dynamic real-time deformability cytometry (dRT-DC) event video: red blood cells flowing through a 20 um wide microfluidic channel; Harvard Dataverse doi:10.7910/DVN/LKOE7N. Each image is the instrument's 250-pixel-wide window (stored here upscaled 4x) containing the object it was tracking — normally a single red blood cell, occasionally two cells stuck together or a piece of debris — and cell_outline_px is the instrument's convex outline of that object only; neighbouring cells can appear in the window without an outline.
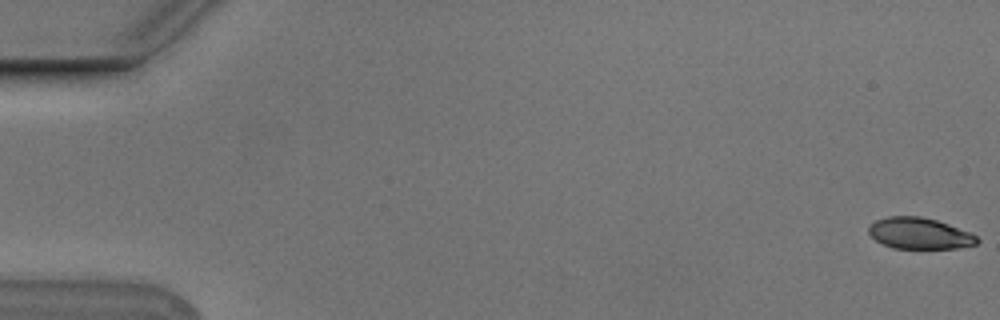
{"species": "Egyptian fruit bat (a non-hibernating species)", "species_latin": "Rousettus aegyptiacus", "temperature_condition": "cold", "stored_images_in_passage": 55, "camera_frame_rate_fps": 3000, "um_per_image_px": 0.085, "animal": {"sex": "male"}, "frame": {"image": 1, "passage_image": 1, "time_ms": 0.0, "image_size_px": [1000, 320], "cell_outline_px": [[980, 240], [976, 244], [956, 248], [892, 248], [876, 240], [868, 232], [868, 228], [876, 220], [888, 216], [920, 216], [936, 220], [972, 232]], "centroid_in_image_um": [78.18, 19.83], "position_along_channel_um": 6.8, "area_um2": 19.65}}
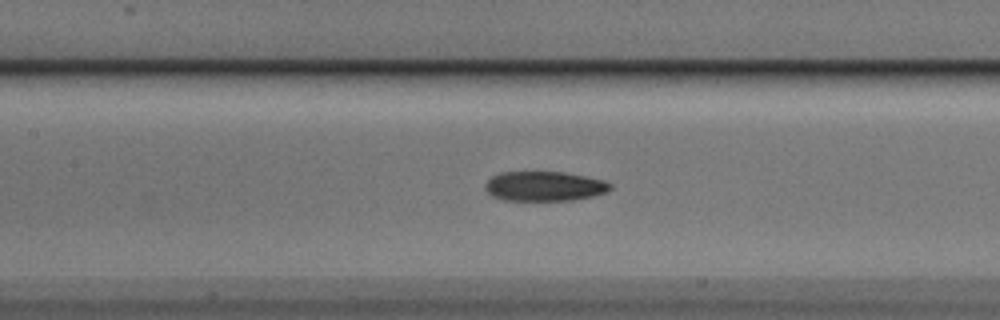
{"frame": {"image": 2, "passage_image": 26, "time_ms": 8.333, "image_size_px": [1000, 320], "cell_outline_px": [[612, 188], [604, 192], [592, 196], [572, 200], [504, 200], [492, 196], [484, 188], [484, 184], [492, 176], [500, 172], [564, 172], [604, 180], [612, 184]], "centroid_in_image_um": [46.25, 15.82], "position_along_channel_um": 161.2, "area_um2": 21.56}}
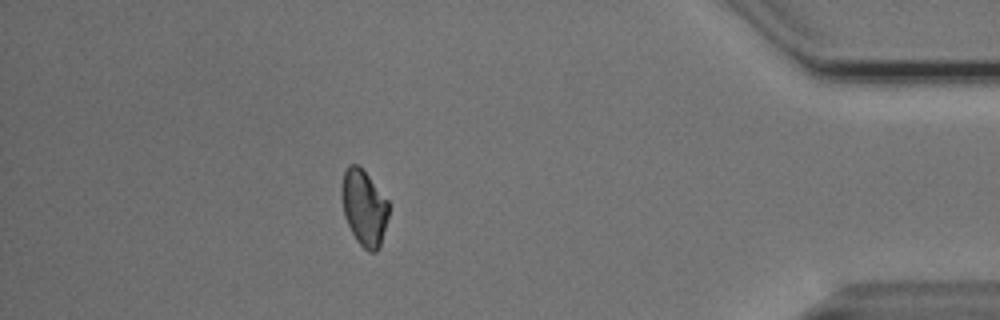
{"frame": {"image": 3, "passage_image": 49, "time_ms": 16.0, "image_size_px": [1000, 320], "cell_outline_px": [[388, 216], [380, 248], [376, 252], [368, 252], [356, 240], [344, 216], [340, 196], [340, 188], [344, 172], [348, 164], [356, 164], [368, 176], [388, 200]], "centroid_in_image_um": [30.92, 17.67], "position_along_channel_um": 404.3, "area_um2": 20.81}, "authors_computed_cell_mechanics": {"area_um2": 21.675, "velocity_mm_per_s": 3.7515, "shape_relaxation_time_tau1_ms": 4.0354, "shape_relaxation_time_tau2_ms": 10.0022, "deformation_change_tau1": 0.1413, "deformation_change_tau2": 0.1469}}